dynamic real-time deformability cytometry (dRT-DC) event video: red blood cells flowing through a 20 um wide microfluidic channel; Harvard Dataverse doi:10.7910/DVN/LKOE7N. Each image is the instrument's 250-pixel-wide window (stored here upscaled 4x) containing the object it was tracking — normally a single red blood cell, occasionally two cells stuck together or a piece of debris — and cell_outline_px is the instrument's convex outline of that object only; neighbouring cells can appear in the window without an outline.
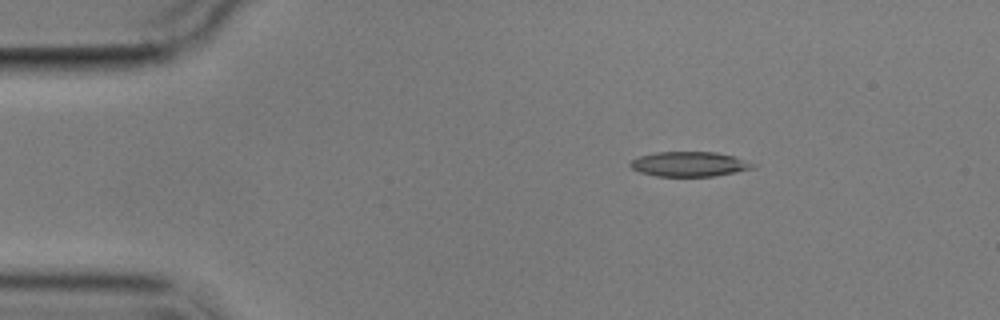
{"species": "common noctule bat (a hibernating species)", "species_latin": "Nyctalus noctula", "temperature_condition": "cold", "stored_images_in_passage": 4, "camera_frame_rate_fps": 3000, "um_per_image_px": 0.085, "animal": {"sex": "male", "body_mass_g": 17.9}, "frame": {"image": 1, "passage_image": 2, "time_ms": 1.333, "image_size_px": [1000, 320], "cell_outline_px": [[756, 168], [716, 176], [656, 176], [640, 172], [632, 168], [628, 164], [632, 160], [640, 156], [656, 152], [716, 152], [732, 156], [756, 164]], "centroid_in_image_um": [58.6, 13.95], "position_along_channel_um": 26.4, "area_um2": 17.69}}